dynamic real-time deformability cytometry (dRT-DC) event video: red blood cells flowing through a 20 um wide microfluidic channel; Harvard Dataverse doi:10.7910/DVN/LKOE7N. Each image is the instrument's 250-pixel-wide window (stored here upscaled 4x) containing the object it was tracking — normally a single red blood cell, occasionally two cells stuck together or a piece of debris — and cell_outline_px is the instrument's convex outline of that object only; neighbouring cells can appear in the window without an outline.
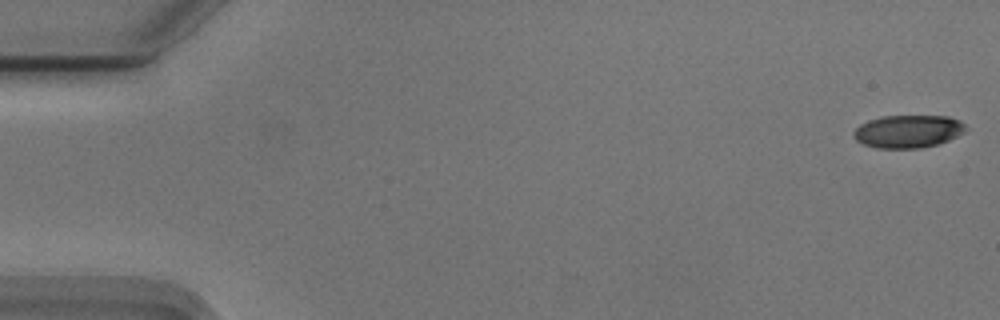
{"species": "Egyptian fruit bat (a non-hibernating species)", "species_latin": "Rousettus aegyptiacus", "temperature_condition": "cold", "stored_images_in_passage": 10, "camera_frame_rate_fps": 3000, "um_per_image_px": 0.085, "animal": {"sex": "male"}, "frame": {"image": 1, "passage_image": 1, "time_ms": 0.0, "image_size_px": [1000, 320], "cell_outline_px": [[964, 132], [948, 140], [936, 144], [916, 148], [876, 148], [864, 144], [856, 140], [852, 136], [852, 132], [860, 124], [868, 120], [884, 116], [948, 116], [960, 120], [964, 124]], "centroid_in_image_um": [77.14, 11.16], "position_along_channel_um": 7.9, "area_um2": 21.27}}